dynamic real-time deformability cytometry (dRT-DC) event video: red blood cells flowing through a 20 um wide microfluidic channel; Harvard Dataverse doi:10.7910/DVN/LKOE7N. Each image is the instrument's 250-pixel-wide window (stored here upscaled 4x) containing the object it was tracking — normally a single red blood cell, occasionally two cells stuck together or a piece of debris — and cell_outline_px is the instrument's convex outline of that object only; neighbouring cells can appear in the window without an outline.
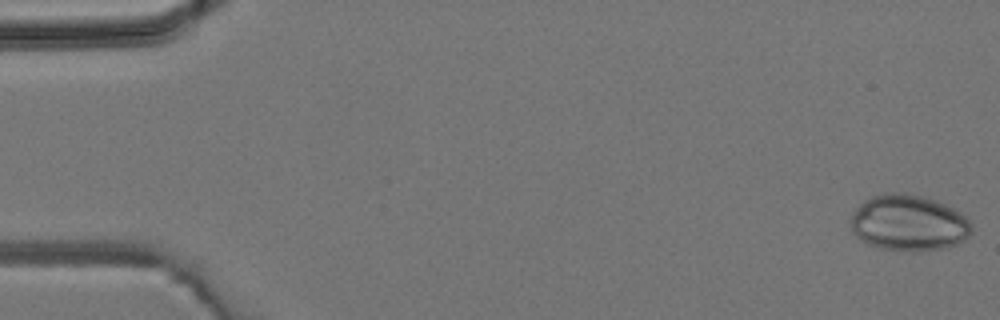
{"species": "common noctule bat (a hibernating species)", "species_latin": "Nyctalus noctula", "temperature_condition": "room temperature", "stored_images_in_passage": 5, "camera_frame_rate_fps": 3000, "um_per_image_px": 0.085, "animal": {"sex": "male", "body_mass_g": 19.2, "forearm_length_mm": 51.8}, "frame": {"image": 1, "passage_image": 1, "time_ms": 0.0, "image_size_px": [1000, 320], "cell_outline_px": [[972, 232], [964, 240], [948, 248], [912, 252], [880, 248], [868, 244], [860, 240], [852, 232], [852, 212], [864, 200], [872, 196], [892, 192], [904, 192], [924, 196], [936, 200], [956, 208], [972, 224]], "centroid_in_image_um": [77.26, 18.95], "position_along_channel_um": 7.7, "area_um2": 40.0}}